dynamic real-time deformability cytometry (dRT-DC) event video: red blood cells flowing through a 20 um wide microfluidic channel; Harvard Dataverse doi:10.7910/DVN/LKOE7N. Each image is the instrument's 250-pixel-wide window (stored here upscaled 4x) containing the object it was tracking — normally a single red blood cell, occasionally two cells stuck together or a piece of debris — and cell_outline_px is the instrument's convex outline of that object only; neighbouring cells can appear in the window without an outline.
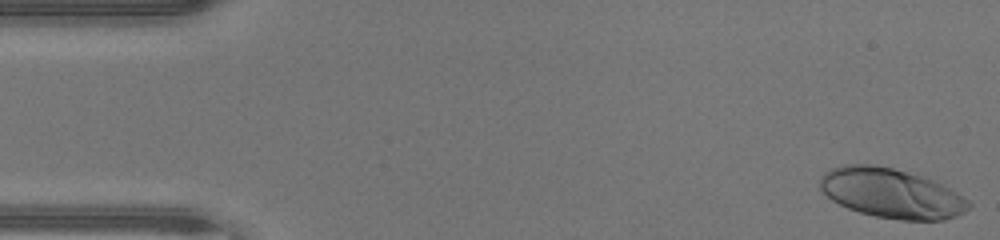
{"species": "human", "species_latin": "Homo sapiens", "temperature_condition": "warm", "stored_images_in_passage": 46, "camera_frame_rate_fps": 3000, "um_per_image_px": 0.085, "donor": {"sex": "male"}, "frame": {"image": 1, "passage_image": 1, "time_ms": 0.0, "image_size_px": [1000, 240], "cell_outline_px": [[972, 204], [964, 212], [956, 216], [944, 220], [900, 220], [876, 216], [860, 212], [848, 208], [832, 200], [820, 188], [820, 176], [824, 172], [832, 168], [844, 164], [876, 164], [892, 168], [920, 176], [932, 180], [956, 192], [968, 200]], "centroid_in_image_um": [75.74, 16.42], "position_along_channel_um": 9.3, "area_um2": 42.71}}
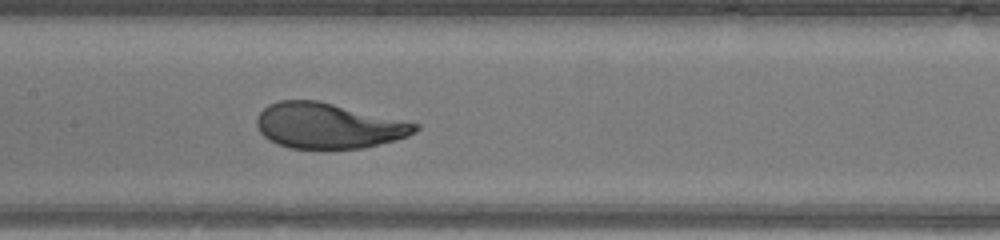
{"frame": {"image": 2, "passage_image": 22, "time_ms": 7.0, "image_size_px": [1000, 240], "cell_outline_px": [[420, 128], [416, 132], [408, 136], [396, 140], [364, 148], [288, 148], [276, 144], [268, 140], [260, 132], [256, 124], [256, 120], [260, 112], [268, 104], [280, 100], [316, 100], [404, 120], [420, 124]], "centroid_in_image_um": [27.9, 10.69], "position_along_channel_um": 179.5, "area_um2": 41.96}}
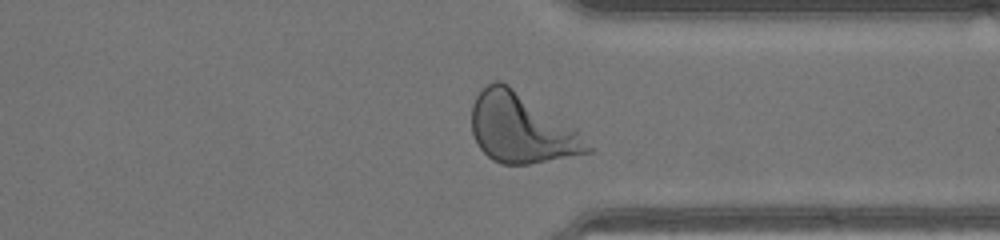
{"frame": {"image": 3, "passage_image": 35, "time_ms": 11.333, "image_size_px": [1000, 240], "cell_outline_px": [[592, 152], [528, 164], [504, 164], [492, 160], [480, 148], [472, 132], [472, 104], [476, 96], [488, 84], [496, 80], [500, 80], [508, 84], [576, 128], [592, 148]], "centroid_in_image_um": [44.31, 10.9], "position_along_channel_um": 367.1, "area_um2": 46.47}, "authors_computed_cell_mechanics": {"area_um2": 42.8298, "velocity_mm_per_s": 4.3745, "shape_relaxation_time_tau1_ms": 2.2002, "shape_relaxation_time_tau2_ms": null, "deformation_change_tau1": 0.1949, "deformation_change_tau2": null}}